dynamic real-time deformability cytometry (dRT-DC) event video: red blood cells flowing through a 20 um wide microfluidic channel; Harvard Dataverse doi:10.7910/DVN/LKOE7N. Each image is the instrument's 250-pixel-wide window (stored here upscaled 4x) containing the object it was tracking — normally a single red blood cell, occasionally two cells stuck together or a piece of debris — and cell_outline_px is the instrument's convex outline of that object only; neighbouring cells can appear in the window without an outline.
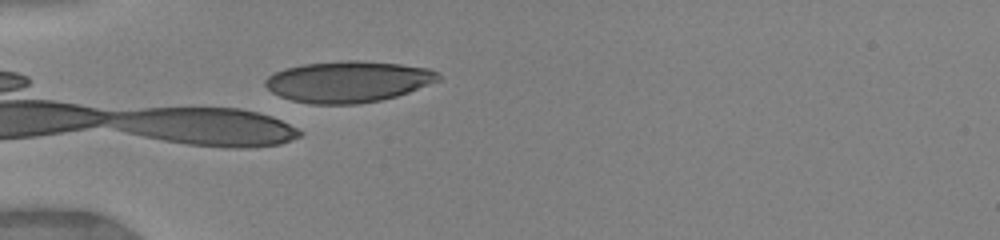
{"species": "human", "species_latin": "Homo sapiens", "temperature_condition": "warm", "stored_images_in_passage": 5, "camera_frame_rate_fps": 3000, "um_per_image_px": 0.085, "donor": {"sex": "female"}, "frame": {"image": 1, "passage_image": 5, "time_ms": 2.333, "image_size_px": [1000, 240], "cell_outline_px": [[440, 80], [408, 92], [396, 96], [380, 100], [356, 104], [312, 104], [292, 100], [280, 96], [272, 92], [264, 84], [264, 80], [268, 76], [284, 68], [304, 64], [344, 60], [360, 60], [400, 64], [428, 68], [436, 72], [440, 76]], "centroid_in_image_um": [29.58, 6.93], "position_along_channel_um": 55.4, "area_um2": 41.44}}